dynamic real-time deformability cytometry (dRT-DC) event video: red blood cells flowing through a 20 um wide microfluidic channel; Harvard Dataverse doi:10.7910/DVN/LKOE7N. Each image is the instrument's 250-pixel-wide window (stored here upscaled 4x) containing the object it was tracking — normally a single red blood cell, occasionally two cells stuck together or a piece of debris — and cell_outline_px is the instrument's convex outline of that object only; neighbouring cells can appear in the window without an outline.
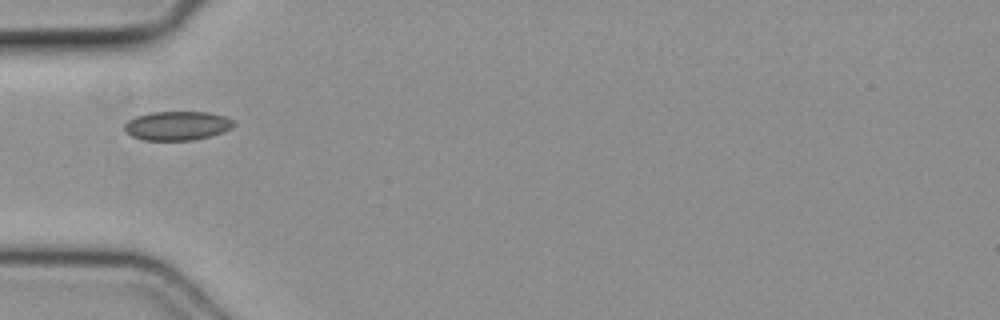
{"species": "common noctule bat (a hibernating species)", "species_latin": "Nyctalus noctula", "temperature_condition": "cold", "stored_images_in_passage": 2, "camera_frame_rate_fps": 3000, "um_per_image_px": 0.085, "animal": {"sex": "female", "body_mass_g": 19.3, "forearm_length_mm": 54.1}, "frame": {"image": 1, "passage_image": 1, "time_ms": 0.0, "image_size_px": [1000, 320], "cell_outline_px": [[236, 124], [232, 128], [208, 136], [192, 140], [144, 140], [132, 136], [124, 128], [124, 124], [128, 120], [136, 116], [148, 112], [208, 112], [224, 116], [232, 120]], "centroid_in_image_um": [15.04, 10.67], "position_along_channel_um": 70.0, "area_um2": 18.32}}
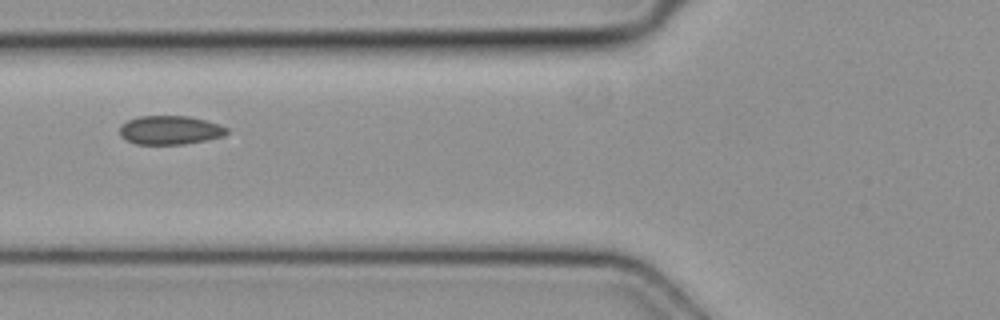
{"frame": {"image": 2, "passage_image": 2, "time_ms": 0.333, "image_size_px": [1000, 320], "cell_outline_px": [[228, 132], [224, 136], [184, 144], [136, 144], [120, 136], [120, 124], [128, 120], [140, 116], [188, 116], [220, 124], [228, 128]], "centroid_in_image_um": [14.45, 11.05], "position_along_channel_um": 111.4, "area_um2": 17.92}}